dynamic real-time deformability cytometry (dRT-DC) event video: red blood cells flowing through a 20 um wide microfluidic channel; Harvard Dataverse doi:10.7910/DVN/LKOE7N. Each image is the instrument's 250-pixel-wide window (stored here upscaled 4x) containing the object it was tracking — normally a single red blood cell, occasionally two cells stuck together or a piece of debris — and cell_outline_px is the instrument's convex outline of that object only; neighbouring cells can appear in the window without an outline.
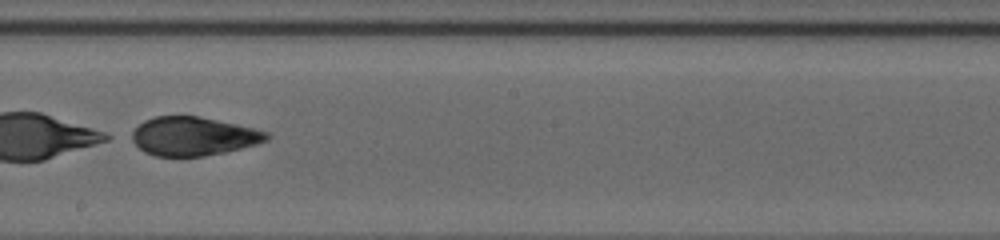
{"species": "human", "species_latin": "Homo sapiens", "temperature_condition": "cold", "stored_images_in_passage": 52, "segment_of_instrument_passage": [2, 2], "camera_frame_rate_fps": 3000, "um_per_image_px": 0.085, "donor": {"sex": "female"}, "frame": {"image": 1, "passage_image": 32, "time_ms": 10.333, "image_size_px": [1000, 240], "cell_outline_px": [[272, 136], [268, 140], [256, 144], [224, 152], [204, 156], [156, 156], [144, 152], [124, 136], [144, 120], [156, 116], [196, 116], [256, 128], [268, 132]], "centroid_in_image_um": [16.36, 11.58], "position_along_channel_um": 231.8, "area_um2": 30.75}}